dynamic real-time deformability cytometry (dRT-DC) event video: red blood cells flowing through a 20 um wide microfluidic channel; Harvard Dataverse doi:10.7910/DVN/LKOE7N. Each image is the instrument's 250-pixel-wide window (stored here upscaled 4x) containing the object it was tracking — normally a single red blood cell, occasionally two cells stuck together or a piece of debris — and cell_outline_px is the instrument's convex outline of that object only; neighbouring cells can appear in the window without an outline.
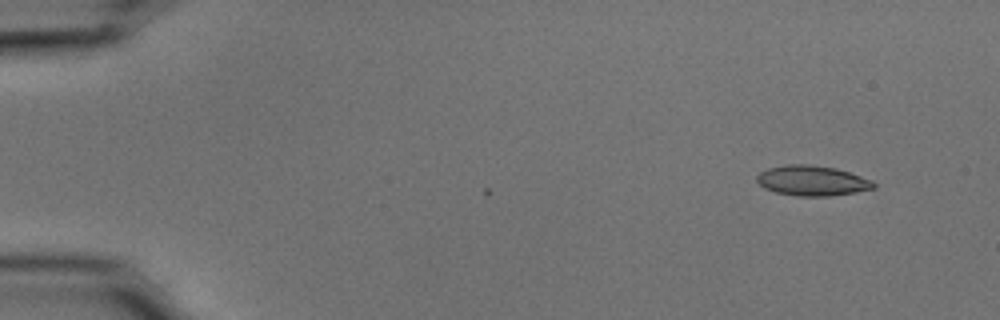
{"species": "common noctule bat (a hibernating species)", "species_latin": "Nyctalus noctula", "temperature_condition": "cold", "stored_images_in_passage": 4, "camera_frame_rate_fps": 3000, "um_per_image_px": 0.085, "animal": {"sex": "male", "body_mass_g": 15.6}, "frame": {"image": 1, "passage_image": 1, "time_ms": 0.0, "image_size_px": [1000, 320], "cell_outline_px": [[876, 188], [856, 192], [828, 196], [800, 196], [776, 192], [764, 188], [756, 180], [756, 176], [760, 172], [768, 168], [788, 164], [808, 164], [836, 168], [872, 180], [876, 184]], "centroid_in_image_um": [69.04, 15.35], "position_along_channel_um": 16.0, "area_um2": 20.46}}